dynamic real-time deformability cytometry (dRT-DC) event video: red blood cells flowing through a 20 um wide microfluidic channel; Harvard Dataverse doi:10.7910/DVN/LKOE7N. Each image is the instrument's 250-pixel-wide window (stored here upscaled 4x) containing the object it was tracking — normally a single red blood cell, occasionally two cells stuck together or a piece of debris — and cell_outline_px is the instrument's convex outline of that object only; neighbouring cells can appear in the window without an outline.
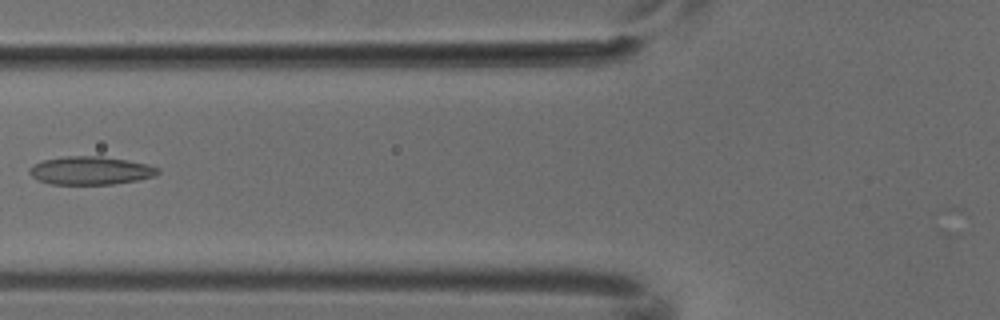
{"species": "common noctule bat (a hibernating species)", "species_latin": "Nyctalus noctula", "temperature_condition": "cold", "stored_images_in_passage": 4, "camera_frame_rate_fps": 3000, "um_per_image_px": 0.085, "animal": {"sex": "male", "body_mass_g": 18.8}, "frame": {"image": 1, "passage_image": 3, "time_ms": 0.667, "image_size_px": [1000, 320], "cell_outline_px": [[160, 172], [156, 176], [136, 180], [112, 184], [52, 184], [36, 180], [28, 172], [28, 168], [32, 164], [44, 160], [64, 156], [100, 156], [128, 160], [148, 164], [160, 168]], "centroid_in_image_um": [7.69, 14.49], "position_along_channel_um": 118.1, "area_um2": 21.27}}
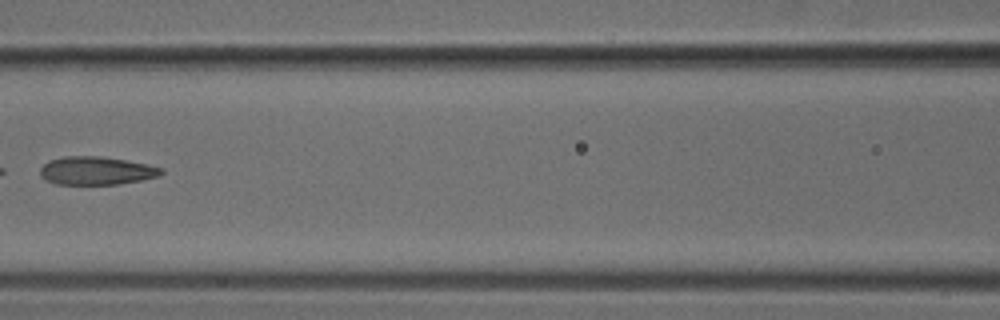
{"frame": {"image": 2, "passage_image": 4, "time_ms": 1.0, "image_size_px": [1000, 320], "cell_outline_px": [[164, 172], [160, 176], [140, 180], [116, 184], [56, 184], [40, 176], [40, 168], [48, 160], [64, 156], [100, 156], [148, 164], [164, 168]], "centroid_in_image_um": [8.2, 14.5], "position_along_channel_um": 158.4, "area_um2": 19.88}}